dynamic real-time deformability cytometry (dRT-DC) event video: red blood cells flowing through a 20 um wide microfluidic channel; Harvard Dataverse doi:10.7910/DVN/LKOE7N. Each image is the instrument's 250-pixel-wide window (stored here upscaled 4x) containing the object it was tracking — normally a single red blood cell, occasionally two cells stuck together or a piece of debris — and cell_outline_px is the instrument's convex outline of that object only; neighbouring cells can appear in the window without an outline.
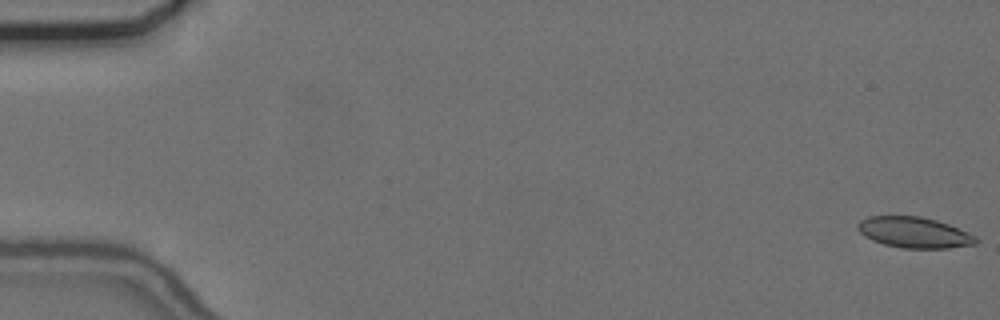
{"species": "common noctule bat (a hibernating species)", "species_latin": "Nyctalus noctula", "temperature_condition": "cold", "stored_images_in_passage": 9, "camera_frame_rate_fps": 3000, "um_per_image_px": 0.085, "animal": {"sex": "female", "body_mass_g": 24.6, "forearm_length_mm": 56.2}, "frame": {"image": 1, "passage_image": 1, "time_ms": 0.0, "image_size_px": [1000, 320], "cell_outline_px": [[980, 240], [976, 244], [948, 248], [900, 248], [884, 244], [872, 240], [864, 236], [856, 228], [856, 224], [860, 220], [868, 216], [920, 216], [936, 220], [948, 224], [968, 232], [976, 236]], "centroid_in_image_um": [77.7, 19.76], "position_along_channel_um": 7.3, "area_um2": 21.39}}